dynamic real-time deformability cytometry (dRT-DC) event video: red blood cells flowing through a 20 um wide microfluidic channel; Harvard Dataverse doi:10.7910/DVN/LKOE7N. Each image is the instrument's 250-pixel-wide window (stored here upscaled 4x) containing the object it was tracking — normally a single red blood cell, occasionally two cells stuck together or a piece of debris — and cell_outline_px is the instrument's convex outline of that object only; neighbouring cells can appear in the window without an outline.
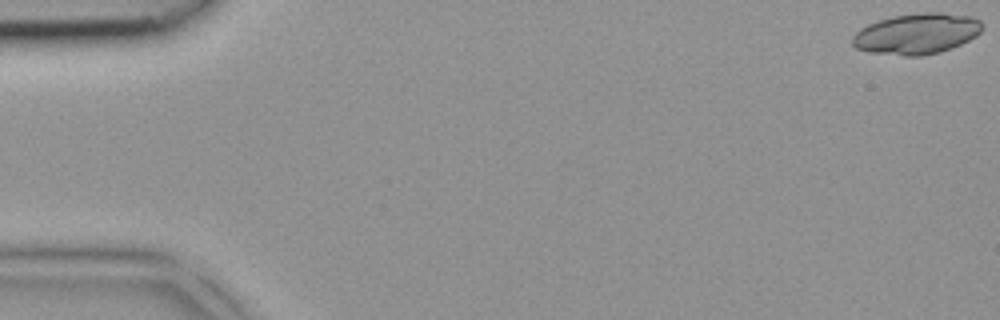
{"species": "common noctule bat (a hibernating species)", "species_latin": "Nyctalus noctula", "temperature_condition": "room temperature", "stored_images_in_passage": 5, "camera_frame_rate_fps": 3000, "um_per_image_px": 0.085, "animal": {"sex": "female", "body_mass_g": 18.4}, "frame": {"image": 1, "passage_image": 1, "time_ms": 0.0, "image_size_px": [1000, 320], "cell_outline_px": [[984, 28], [976, 36], [952, 48], [940, 52], [920, 56], [904, 56], [868, 52], [856, 48], [852, 44], [852, 36], [860, 28], [868, 24], [892, 16], [924, 12], [940, 12], [968, 16], [980, 20], [984, 24]], "centroid_in_image_um": [77.92, 2.87], "position_along_channel_um": 7.1, "area_um2": 30.98}}
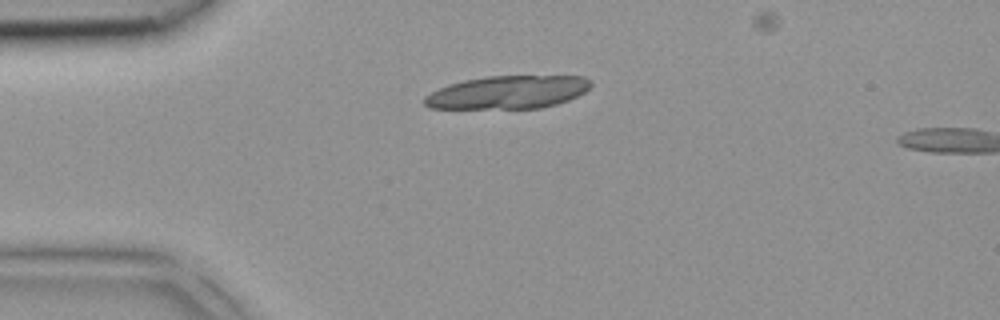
{"frame": {"image": 2, "passage_image": 4, "time_ms": 1.0, "image_size_px": [1000, 320], "cell_outline_px": [[592, 84], [584, 92], [568, 100], [556, 104], [540, 108], [428, 108], [424, 104], [424, 96], [440, 88], [464, 80], [488, 76], [584, 76], [592, 80]], "centroid_in_image_um": [43.19, 7.84], "position_along_channel_um": 41.8, "area_um2": 31.79}}